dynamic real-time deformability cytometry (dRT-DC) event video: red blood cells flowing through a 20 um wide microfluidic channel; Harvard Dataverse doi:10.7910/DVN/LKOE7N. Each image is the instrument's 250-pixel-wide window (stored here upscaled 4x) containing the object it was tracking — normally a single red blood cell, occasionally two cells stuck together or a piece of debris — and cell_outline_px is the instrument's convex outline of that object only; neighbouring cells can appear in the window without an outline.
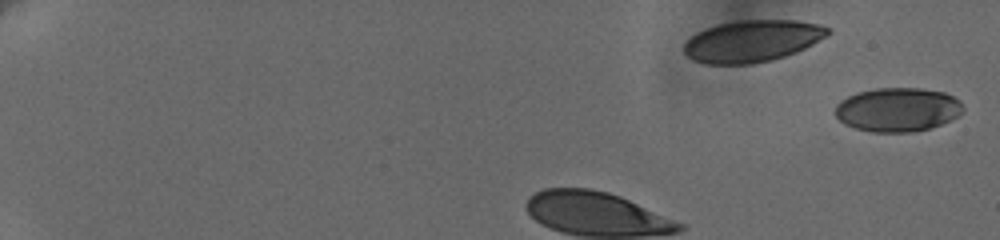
{"species": "human", "species_latin": "Homo sapiens", "temperature_condition": "cold", "stored_images_in_passage": 22, "camera_frame_rate_fps": 3000, "um_per_image_px": 0.085, "donor": {"sex": "female"}, "frame": {"image": 1, "passage_image": 1, "time_ms": 0.0, "image_size_px": [1000, 240], "cell_outline_px": [[964, 108], [956, 116], [940, 124], [928, 128], [912, 132], [872, 132], [856, 128], [844, 124], [836, 116], [836, 104], [840, 100], [856, 92], [876, 88], [920, 88], [944, 92], [960, 100]], "centroid_in_image_um": [76.27, 9.3], "position_along_channel_um": 8.7, "area_um2": 32.6}}
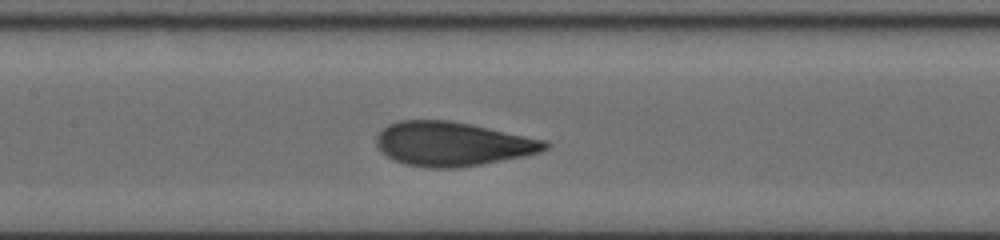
{"frame": {"image": 2, "passage_image": 13, "time_ms": 6.333, "image_size_px": [1000, 240], "cell_outline_px": [[552, 144], [548, 148], [540, 152], [524, 156], [460, 168], [428, 168], [404, 164], [392, 160], [376, 144], [376, 136], [388, 124], [400, 120], [448, 120], [548, 140]], "centroid_in_image_um": [38.48, 12.24], "position_along_channel_um": 168.9, "area_um2": 43.35}}
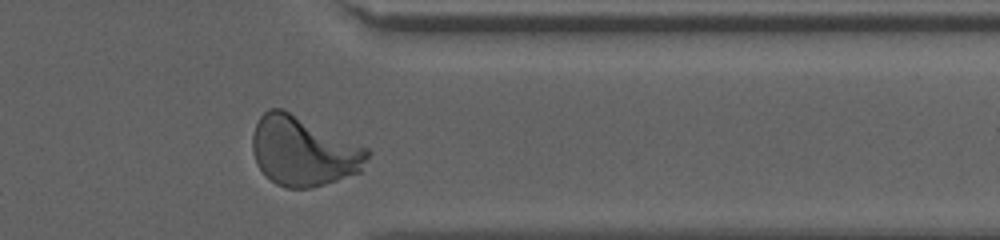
{"frame": {"image": 3, "passage_image": 22, "time_ms": 12.333, "image_size_px": [1000, 240], "cell_outline_px": [[372, 152], [360, 172], [312, 188], [288, 188], [276, 184], [264, 176], [256, 164], [252, 152], [252, 136], [256, 124], [260, 116], [268, 108], [284, 108], [368, 148]], "centroid_in_image_um": [25.77, 12.84], "position_along_channel_um": 385.6, "area_um2": 46.99}, "authors_computed_cell_mechanics": {"area_um2": 43.3211, "velocity_mm_per_s": 3.6366, "shape_relaxation_time_tau1_ms": 3.7644, "shape_relaxation_time_tau2_ms": null, "deformation_change_tau1": 0.1581, "deformation_change_tau2": null}}